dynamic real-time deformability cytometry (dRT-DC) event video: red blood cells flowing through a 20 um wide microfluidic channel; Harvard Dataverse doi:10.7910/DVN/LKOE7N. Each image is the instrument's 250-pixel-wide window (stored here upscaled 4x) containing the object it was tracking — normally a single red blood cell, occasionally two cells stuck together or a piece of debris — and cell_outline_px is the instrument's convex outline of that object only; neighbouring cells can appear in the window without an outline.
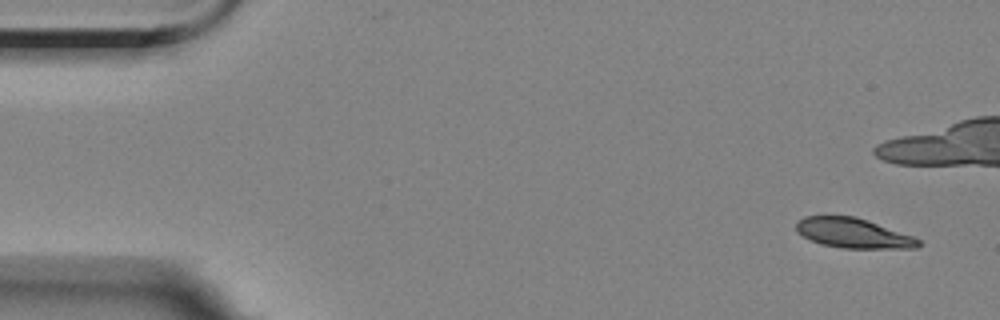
{"species": "Egyptian fruit bat (a non-hibernating species)", "species_latin": "Rousettus aegyptiacus", "temperature_condition": "room temperature", "stored_images_in_passage": 5, "camera_frame_rate_fps": 3000, "um_per_image_px": 0.085, "animal": {"sex": "female"}, "frame": {"image": 1, "passage_image": 1, "time_ms": 0.0, "image_size_px": [1000, 320], "cell_outline_px": [[920, 244], [916, 248], [844, 248], [820, 244], [796, 232], [796, 224], [804, 216], [856, 216], [868, 220], [912, 236], [920, 240]], "centroid_in_image_um": [72.51, 19.81], "position_along_channel_um": 12.5, "area_um2": 21.04}}